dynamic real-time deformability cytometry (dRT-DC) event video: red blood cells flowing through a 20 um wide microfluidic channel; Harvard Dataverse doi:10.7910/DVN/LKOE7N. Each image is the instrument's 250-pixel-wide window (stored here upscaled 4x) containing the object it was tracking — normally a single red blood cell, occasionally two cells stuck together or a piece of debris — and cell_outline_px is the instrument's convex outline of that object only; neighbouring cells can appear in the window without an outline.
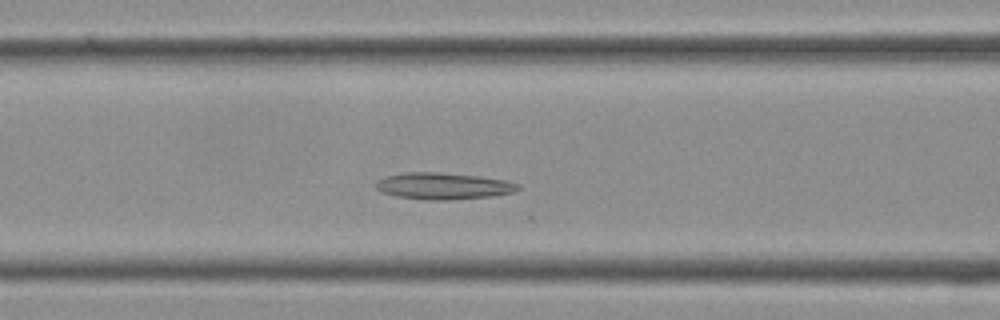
{"species": "Egyptian fruit bat (a non-hibernating species)", "species_latin": "Rousettus aegyptiacus", "temperature_condition": "cold", "stored_images_in_passage": 35, "camera_frame_rate_fps": 3000, "um_per_image_px": 0.085, "frame": {"image": 1, "passage_image": 12, "time_ms": 3.667, "image_size_px": [1000, 320], "cell_outline_px": [[524, 188], [512, 192], [492, 196], [448, 200], [424, 200], [396, 196], [380, 192], [376, 188], [376, 180], [384, 176], [404, 172], [440, 172], [480, 176], [504, 180], [520, 184]], "centroid_in_image_um": [37.66, 15.81], "position_along_channel_um": 128.9, "area_um2": 22.37}}
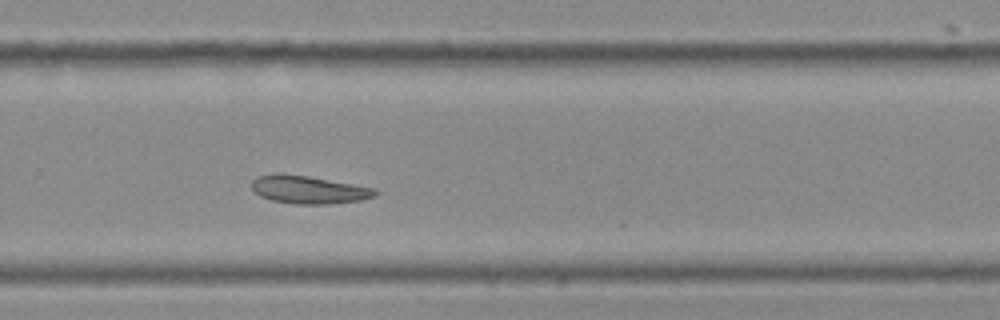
{"frame": {"image": 2, "passage_image": 22, "time_ms": 7.0, "image_size_px": [1000, 320], "cell_outline_px": [[376, 196], [360, 200], [332, 204], [296, 204], [272, 200], [260, 196], [252, 188], [252, 180], [256, 176], [308, 176], [376, 188]], "centroid_in_image_um": [26.31, 16.16], "position_along_channel_um": 303.5, "area_um2": 19.42}}
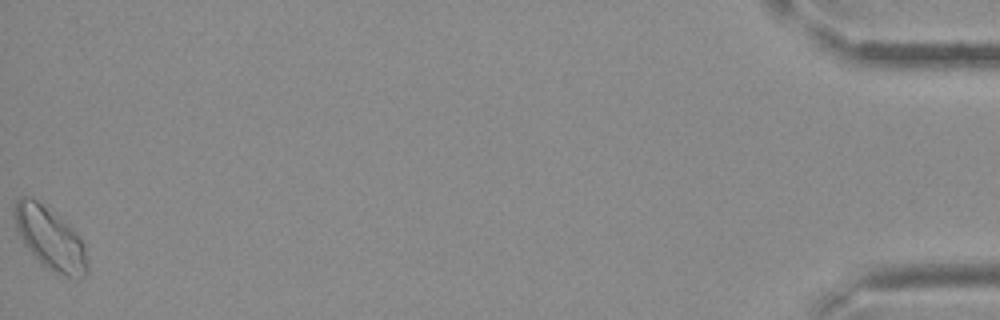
{"frame": {"image": 3, "passage_image": 35, "time_ms": 11.333, "image_size_px": [1000, 320], "cell_outline_px": [[88, 272], [80, 280], [52, 272], [24, 244], [16, 228], [12, 216], [12, 204], [20, 196], [32, 196], [68, 224], [80, 236], [84, 244], [88, 264]], "centroid_in_image_um": [4.25, 20.24], "position_along_channel_um": 431.0, "area_um2": 26.65}}